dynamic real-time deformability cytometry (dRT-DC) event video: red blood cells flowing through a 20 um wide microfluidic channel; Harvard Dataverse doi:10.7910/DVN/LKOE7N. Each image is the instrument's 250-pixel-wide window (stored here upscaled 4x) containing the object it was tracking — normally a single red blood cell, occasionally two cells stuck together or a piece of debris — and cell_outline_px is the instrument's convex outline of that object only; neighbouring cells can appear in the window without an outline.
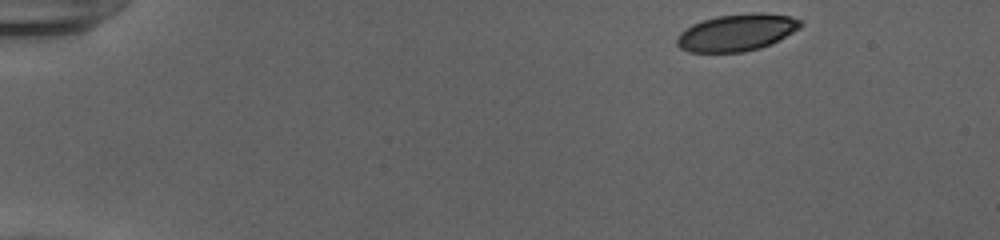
{"species": "human", "species_latin": "Homo sapiens", "temperature_condition": "cold", "stored_images_in_passage": 47, "camera_frame_rate_fps": 3000, "um_per_image_px": 0.085, "donor": {"sex": "female"}, "frame": {"image": 1, "passage_image": 1, "time_ms": 0.0, "image_size_px": [1000, 240], "cell_outline_px": [[804, 24], [800, 28], [772, 44], [760, 48], [744, 52], [688, 52], [680, 48], [676, 44], [676, 36], [680, 32], [692, 24], [716, 16], [752, 12], [760, 12], [792, 16], [800, 20]], "centroid_in_image_um": [62.63, 2.76], "position_along_channel_um": 22.4, "area_um2": 26.93}}
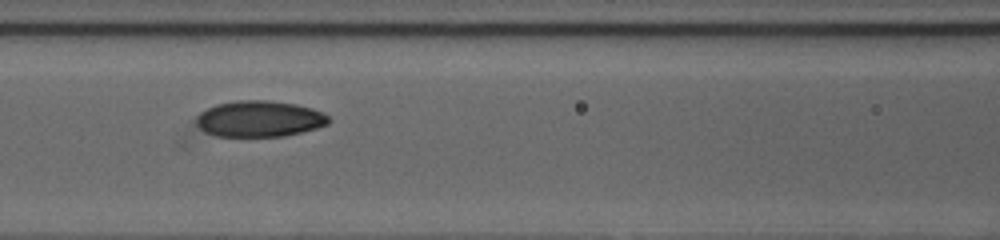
{"frame": {"image": 2, "passage_image": 19, "time_ms": 6.0, "image_size_px": [1000, 240], "cell_outline_px": [[332, 120], [328, 124], [316, 128], [284, 136], [216, 136], [204, 132], [196, 124], [196, 116], [200, 112], [216, 104], [236, 100], [268, 100], [296, 104], [312, 108], [324, 112]], "centroid_in_image_um": [22.05, 10.09], "position_along_channel_um": 144.5, "area_um2": 28.03}}
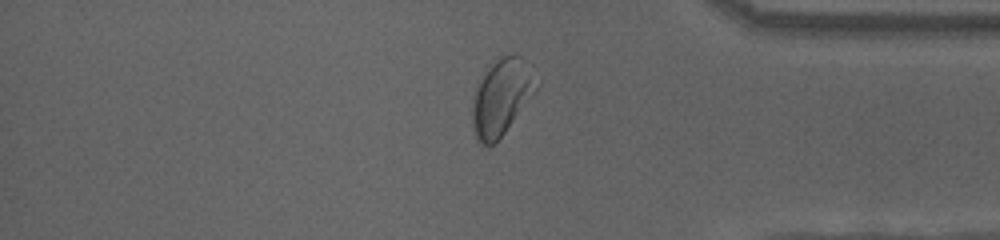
{"frame": {"image": 3, "passage_image": 39, "time_ms": 12.667, "image_size_px": [1000, 240], "cell_outline_px": [[540, 84], [536, 92], [504, 132], [492, 144], [480, 144], [476, 140], [472, 128], [472, 104], [476, 88], [492, 64], [504, 56], [516, 52], [524, 60], [540, 80]], "centroid_in_image_um": [42.66, 8.24], "position_along_channel_um": 392.5, "area_um2": 28.09}, "authors_computed_cell_mechanics": {"area_um2": 27.8018, "velocity_mm_per_s": 3.9313, "shape_relaxation_time_tau1_ms": 4.0407, "shape_relaxation_time_tau2_ms": 1.8364, "deformation_change_tau1": 0.1465, "deformation_change_tau2": 0.0563}}